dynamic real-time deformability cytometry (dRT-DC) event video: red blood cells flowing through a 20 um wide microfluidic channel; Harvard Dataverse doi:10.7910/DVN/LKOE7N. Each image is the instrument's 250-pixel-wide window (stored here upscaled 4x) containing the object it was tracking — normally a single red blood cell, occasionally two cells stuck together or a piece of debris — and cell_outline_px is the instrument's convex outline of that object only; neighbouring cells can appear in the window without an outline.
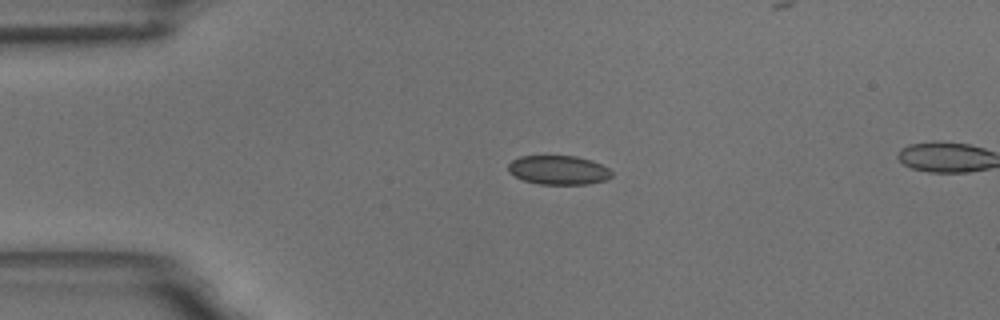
{"species": "common noctule bat (a hibernating species)", "species_latin": "Nyctalus noctula", "temperature_condition": "room temperature", "stored_images_in_passage": 6, "camera_frame_rate_fps": 3000, "um_per_image_px": 0.085, "animal": {"sex": "male", "body_mass_g": 18.8}, "frame": {"image": 1, "passage_image": 1, "time_ms": 0.0, "image_size_px": [1000, 320], "cell_outline_px": [[612, 176], [604, 180], [588, 184], [540, 184], [524, 180], [508, 172], [508, 164], [512, 160], [520, 156], [576, 156], [592, 160], [608, 168], [612, 172]], "centroid_in_image_um": [47.47, 14.45], "position_along_channel_um": 37.5, "area_um2": 17.46}}